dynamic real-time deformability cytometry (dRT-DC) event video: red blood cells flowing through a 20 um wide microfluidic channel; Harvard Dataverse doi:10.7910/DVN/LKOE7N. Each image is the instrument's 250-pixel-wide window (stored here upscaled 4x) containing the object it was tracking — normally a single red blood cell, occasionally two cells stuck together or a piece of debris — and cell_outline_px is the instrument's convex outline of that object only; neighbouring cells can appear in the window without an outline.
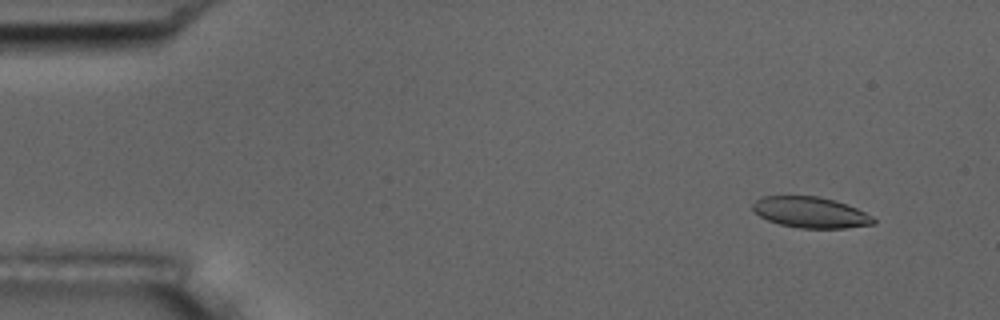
{"species": "common noctule bat (a hibernating species)", "species_latin": "Nyctalus noctula", "temperature_condition": "room temperature", "stored_images_in_passage": 56, "camera_frame_rate_fps": 3000, "um_per_image_px": 0.085, "animal": {"sex": "male", "body_mass_g": 17.5, "forearm_length_mm": 52.3}, "frame": {"image": 1, "passage_image": 5, "time_ms": 1.333, "image_size_px": [1000, 320], "cell_outline_px": [[876, 224], [844, 228], [800, 228], [780, 224], [768, 220], [760, 216], [752, 208], [752, 204], [760, 196], [820, 196], [836, 200], [856, 208], [872, 216], [876, 220]], "centroid_in_image_um": [68.91, 18.04], "position_along_channel_um": 16.1, "area_um2": 21.79}}
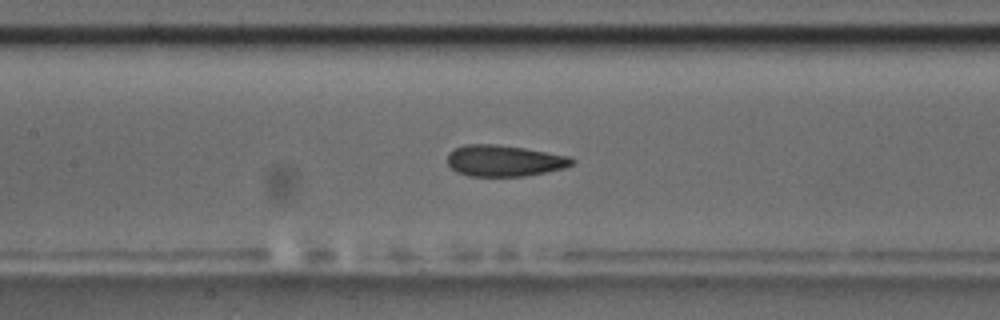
{"frame": {"image": 2, "passage_image": 26, "time_ms": 8.333, "image_size_px": [1000, 320], "cell_outline_px": [[576, 160], [572, 164], [564, 168], [524, 176], [468, 176], [456, 172], [448, 164], [448, 152], [464, 144], [496, 144], [524, 148], [568, 156]], "centroid_in_image_um": [42.83, 13.66], "position_along_channel_um": 164.6, "area_um2": 22.6}}
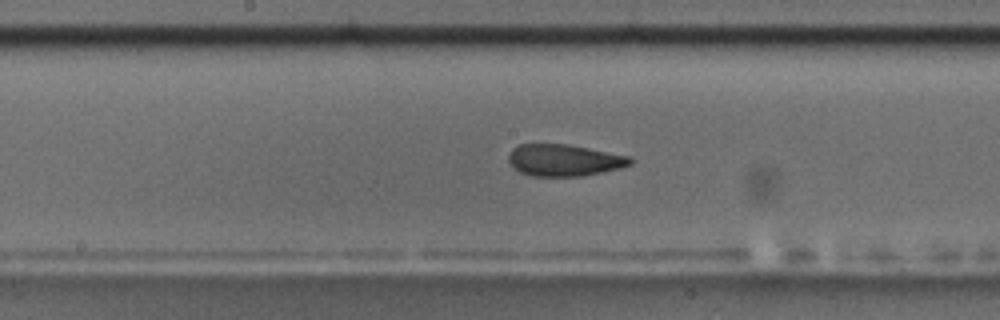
{"frame": {"image": 3, "passage_image": 29, "time_ms": 9.333, "image_size_px": [1000, 320], "cell_outline_px": [[632, 164], [620, 168], [584, 176], [532, 176], [520, 172], [508, 160], [508, 156], [512, 148], [520, 144], [568, 144], [632, 156]], "centroid_in_image_um": [47.99, 13.61], "position_along_channel_um": 200.2, "area_um2": 22.6}, "authors_computed_cell_mechanics": {"area_um2": 23.2356, "velocity_mm_per_s": 3.6111, "shape_relaxation_time_tau1_ms": null, "shape_relaxation_time_tau2_ms": 1.3566, "deformation_change_tau1": null, "deformation_change_tau2": 0.0782}}